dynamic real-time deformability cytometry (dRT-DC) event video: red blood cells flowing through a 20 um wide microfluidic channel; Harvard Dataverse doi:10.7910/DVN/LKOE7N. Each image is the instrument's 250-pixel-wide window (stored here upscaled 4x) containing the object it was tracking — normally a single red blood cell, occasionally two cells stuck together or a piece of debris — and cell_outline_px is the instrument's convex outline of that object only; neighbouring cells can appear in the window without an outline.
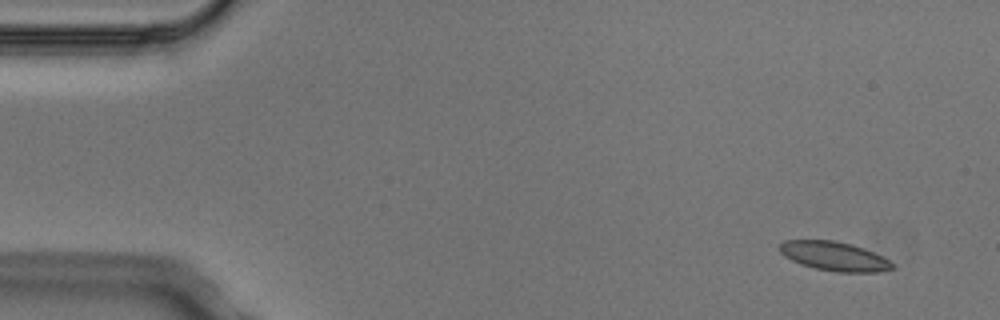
{"species": "Egyptian fruit bat (a non-hibernating species)", "species_latin": "Rousettus aegyptiacus", "temperature_condition": "cold", "stored_images_in_passage": 4, "camera_frame_rate_fps": 3000, "um_per_image_px": 0.085, "animal": {"sex": "male"}, "frame": {"image": 1, "passage_image": 1, "time_ms": 0.0, "image_size_px": [1000, 320], "cell_outline_px": [[892, 268], [880, 272], [836, 272], [816, 268], [800, 264], [784, 256], [780, 252], [780, 244], [784, 240], [832, 240], [852, 244], [864, 248], [888, 260], [892, 264]], "centroid_in_image_um": [70.87, 21.77], "position_along_channel_um": 14.1, "area_um2": 18.9}}
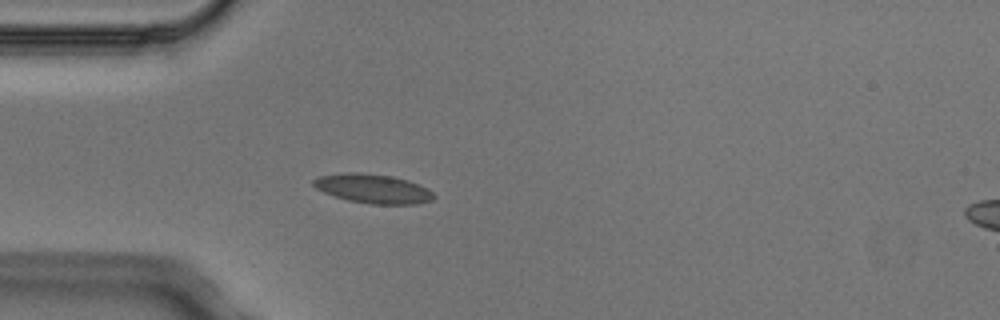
{"frame": {"image": 2, "passage_image": 4, "time_ms": 1.0, "image_size_px": [1000, 320], "cell_outline_px": [[436, 196], [432, 200], [416, 204], [372, 204], [348, 200], [324, 192], [316, 188], [312, 184], [312, 180], [320, 176], [344, 172], [356, 172], [392, 176], [408, 180], [428, 188]], "centroid_in_image_um": [31.72, 16.03], "position_along_channel_um": 53.3, "area_um2": 20.4}}